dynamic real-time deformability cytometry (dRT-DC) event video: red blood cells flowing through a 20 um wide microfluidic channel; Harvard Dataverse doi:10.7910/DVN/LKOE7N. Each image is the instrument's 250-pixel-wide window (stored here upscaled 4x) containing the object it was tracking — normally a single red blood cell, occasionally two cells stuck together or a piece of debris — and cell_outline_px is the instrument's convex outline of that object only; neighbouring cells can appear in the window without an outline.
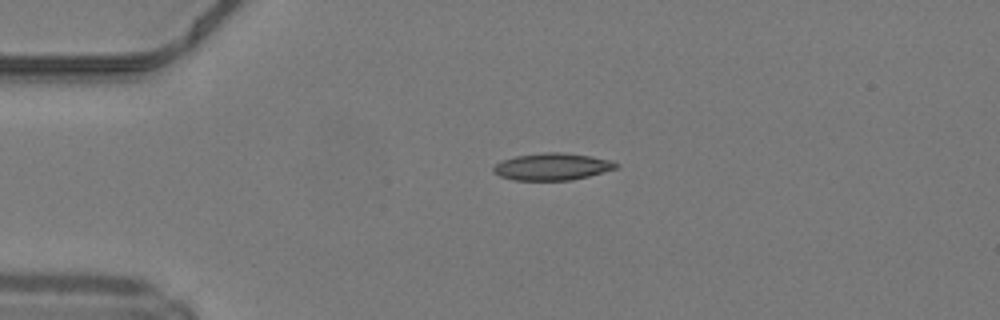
{"species": "common noctule bat (a hibernating species)", "species_latin": "Nyctalus noctula", "temperature_condition": "warm", "stored_images_in_passage": 7, "camera_frame_rate_fps": 3000, "um_per_image_px": 0.085, "animal": {"sex": "male", "body_mass_g": 19.2, "forearm_length_mm": 51.8}, "frame": {"image": 1, "passage_image": 1, "time_ms": 0.0, "image_size_px": [1000, 320], "cell_outline_px": [[620, 164], [616, 168], [588, 176], [572, 180], [512, 180], [500, 176], [492, 172], [492, 168], [500, 160], [516, 156], [544, 152], [564, 152], [592, 156], [608, 160]], "centroid_in_image_um": [46.89, 14.16], "position_along_channel_um": 38.1, "area_um2": 19.36}}